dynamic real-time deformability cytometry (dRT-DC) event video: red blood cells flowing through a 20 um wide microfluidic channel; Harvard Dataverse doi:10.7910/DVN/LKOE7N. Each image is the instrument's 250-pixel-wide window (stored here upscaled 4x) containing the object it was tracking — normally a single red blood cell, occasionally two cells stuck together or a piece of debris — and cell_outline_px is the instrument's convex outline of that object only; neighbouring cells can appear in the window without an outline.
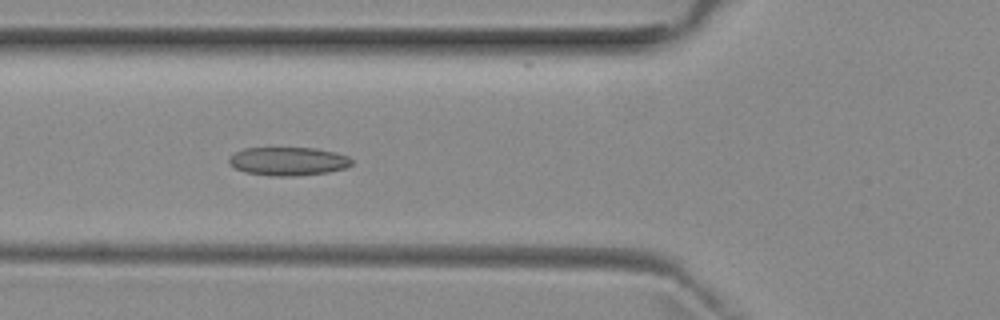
{"species": "common noctule bat (a hibernating species)", "species_latin": "Nyctalus noctula", "temperature_condition": "room temperature", "stored_images_in_passage": 43, "camera_frame_rate_fps": 3000, "um_per_image_px": 0.085, "animal": {"sex": "female", "body_mass_g": 29.2, "forearm_length_mm": 56.3}, "frame": {"image": 1, "passage_image": 11, "time_ms": 3.333, "image_size_px": [1000, 320], "cell_outline_px": [[352, 164], [344, 168], [328, 172], [296, 176], [272, 176], [244, 172], [228, 164], [228, 156], [244, 148], [316, 148], [336, 152], [348, 156], [352, 160]], "centroid_in_image_um": [24.47, 13.71], "position_along_channel_um": 101.3, "area_um2": 20.46}}
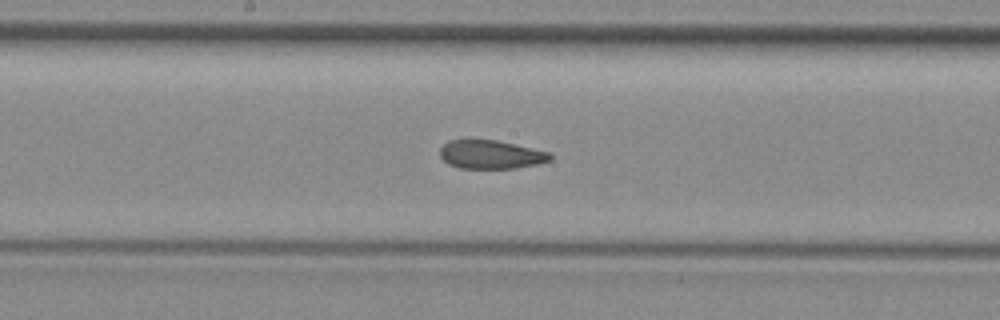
{"frame": {"image": 2, "passage_image": 19, "time_ms": 6.0, "image_size_px": [1000, 320], "cell_outline_px": [[552, 160], [540, 164], [516, 168], [460, 168], [448, 164], [440, 156], [440, 148], [448, 140], [496, 140], [552, 152]], "centroid_in_image_um": [41.77, 13.14], "position_along_channel_um": 206.4, "area_um2": 18.5}}
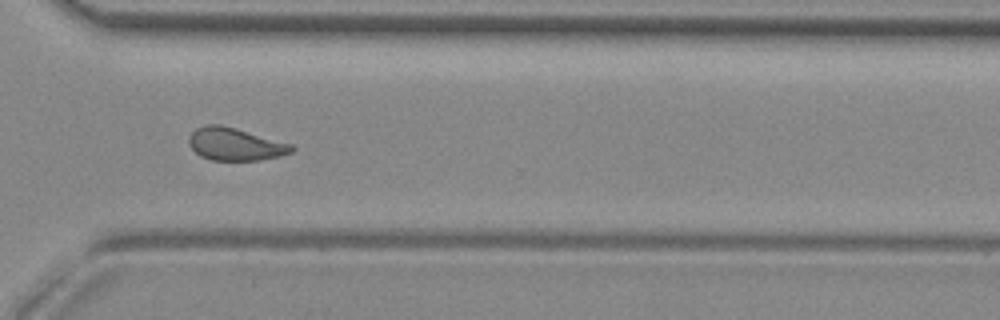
{"frame": {"image": 3, "passage_image": 30, "time_ms": 9.667, "image_size_px": [1000, 320], "cell_outline_px": [[296, 148], [292, 152], [280, 156], [260, 160], [212, 160], [200, 156], [188, 144], [188, 136], [196, 128], [204, 124], [220, 124], [236, 128], [292, 144]], "centroid_in_image_um": [19.98, 12.25], "position_along_channel_um": 350.6, "area_um2": 19.65}, "authors_computed_cell_mechanics": {"area_um2": 19.8254, "velocity_mm_per_s": 3.9364, "shape_relaxation_time_tau1_ms": null, "shape_relaxation_time_tau2_ms": 1.5577, "deformation_change_tau1": null, "deformation_change_tau2": 0.0753}}